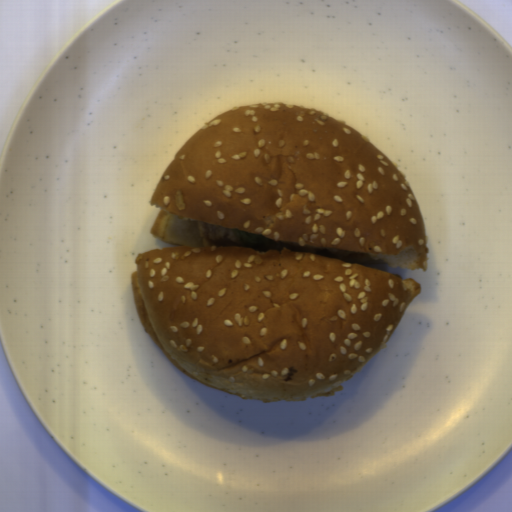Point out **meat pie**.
Wrapping results in <instances>:
<instances>
[{
    "mask_svg": "<svg viewBox=\"0 0 512 512\" xmlns=\"http://www.w3.org/2000/svg\"><path fill=\"white\" fill-rule=\"evenodd\" d=\"M198 236L204 247L245 248L255 250H297L339 261L371 265L369 254L338 248L303 246L278 241L259 233L248 232L198 220Z\"/></svg>",
    "mask_w": 512,
    "mask_h": 512,
    "instance_id": "meat-pie-1",
    "label": "meat pie"
}]
</instances>
